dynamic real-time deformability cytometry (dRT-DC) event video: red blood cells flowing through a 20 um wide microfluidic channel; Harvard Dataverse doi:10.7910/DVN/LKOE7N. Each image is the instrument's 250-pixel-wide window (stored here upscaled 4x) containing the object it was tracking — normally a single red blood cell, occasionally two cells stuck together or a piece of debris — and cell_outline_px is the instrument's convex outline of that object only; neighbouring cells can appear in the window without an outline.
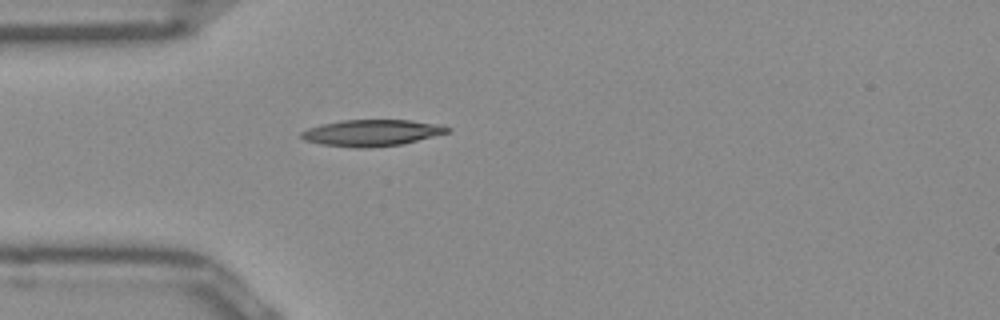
{"species": "Egyptian fruit bat (a non-hibernating species)", "species_latin": "Rousettus aegyptiacus", "temperature_condition": "room temperature", "stored_images_in_passage": 38, "camera_frame_rate_fps": 3000, "um_per_image_px": 0.085, "frame": {"image": 1, "passage_image": 1, "time_ms": 0.0, "image_size_px": [1000, 320], "cell_outline_px": [[452, 128], [448, 132], [400, 144], [364, 148], [356, 148], [320, 144], [304, 140], [300, 136], [300, 132], [308, 128], [320, 124], [340, 120], [412, 120], [436, 124]], "centroid_in_image_um": [31.52, 11.28], "position_along_channel_um": 53.5, "area_um2": 22.31}}
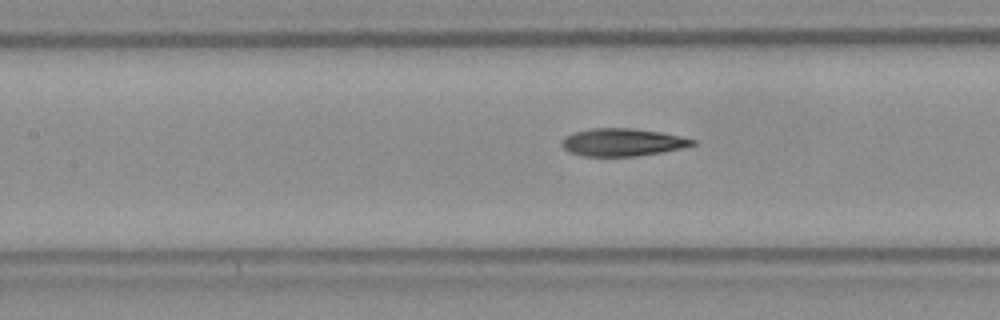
{"frame": {"image": 2, "passage_image": 9, "time_ms": 2.667, "image_size_px": [1000, 320], "cell_outline_px": [[696, 144], [664, 152], [636, 156], [584, 156], [568, 152], [560, 144], [560, 140], [564, 136], [576, 132], [592, 128], [632, 128], [660, 132], [696, 140]], "centroid_in_image_um": [52.86, 12.09], "position_along_channel_um": 154.5, "area_um2": 21.04}}
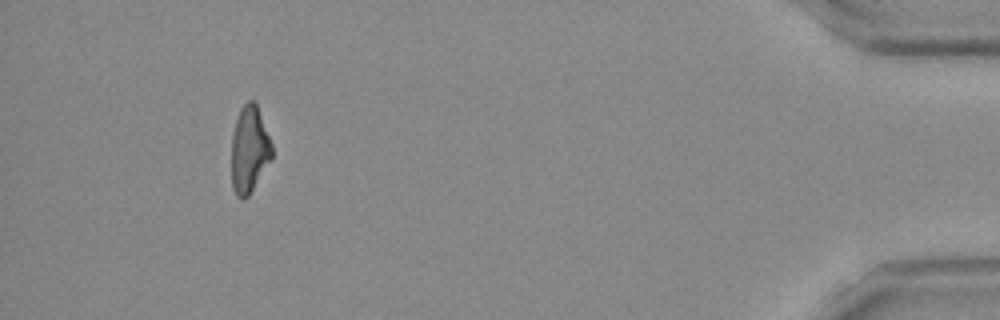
{"frame": {"image": 3, "passage_image": 34, "time_ms": 11.0, "image_size_px": [1000, 320], "cell_outline_px": [[272, 156], [248, 196], [244, 200], [236, 196], [232, 188], [232, 136], [236, 120], [240, 108], [248, 100], [252, 100], [256, 104], [272, 144]], "centroid_in_image_um": [21.17, 12.72], "position_along_channel_um": 414.0, "area_um2": 20.06}, "authors_computed_cell_mechanics": {"area_um2": 21.2415, "velocity_mm_per_s": 3.9594, "shape_relaxation_time_tau1_ms": 4.0036, "shape_relaxation_time_tau2_ms": 3.2878, "deformation_change_tau1": 0.1651, "deformation_change_tau2": 0.1306}}